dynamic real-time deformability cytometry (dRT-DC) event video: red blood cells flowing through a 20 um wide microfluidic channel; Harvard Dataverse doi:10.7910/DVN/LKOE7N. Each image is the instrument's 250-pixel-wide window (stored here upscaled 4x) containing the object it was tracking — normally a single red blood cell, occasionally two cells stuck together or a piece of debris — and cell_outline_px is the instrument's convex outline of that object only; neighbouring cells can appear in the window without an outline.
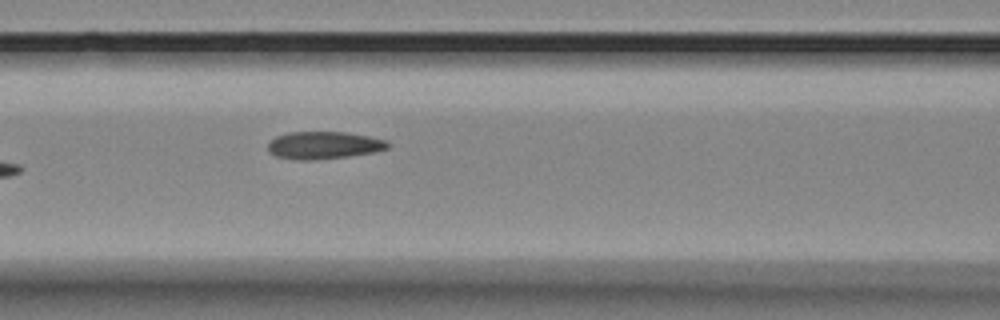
{"species": "Egyptian fruit bat (a non-hibernating species)", "species_latin": "Rousettus aegyptiacus", "temperature_condition": "room temperature", "stored_images_in_passage": 6, "camera_frame_rate_fps": 3000, "um_per_image_px": 0.085, "animal": {"sex": "female"}, "frame": {"image": 1, "passage_image": 6, "time_ms": 6.0, "image_size_px": [1000, 320], "cell_outline_px": [[392, 144], [388, 148], [376, 152], [348, 156], [316, 160], [296, 160], [276, 156], [268, 152], [268, 144], [276, 136], [288, 132], [344, 132], [368, 136], [388, 140]], "centroid_in_image_um": [27.55, 12.35], "position_along_channel_um": 139.1, "area_um2": 19.36}}